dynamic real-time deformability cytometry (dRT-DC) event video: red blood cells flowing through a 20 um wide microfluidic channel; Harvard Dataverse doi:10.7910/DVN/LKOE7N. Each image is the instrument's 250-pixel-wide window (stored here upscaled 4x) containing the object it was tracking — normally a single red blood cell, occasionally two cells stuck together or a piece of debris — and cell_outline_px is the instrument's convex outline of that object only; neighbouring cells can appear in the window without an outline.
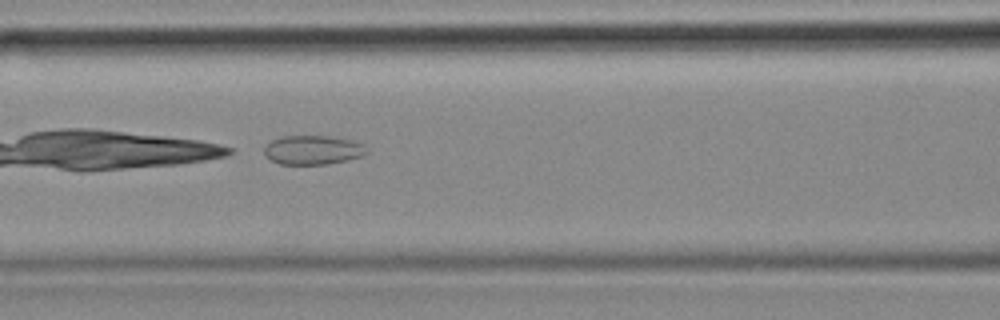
{"species": "common noctule bat (a hibernating species)", "species_latin": "Nyctalus noctula", "temperature_condition": "cold", "stored_images_in_passage": 33, "camera_frame_rate_fps": 3000, "um_per_image_px": 0.085, "animal": {"sex": "female", "body_mass_g": 18.4}, "frame": {"image": 1, "passage_image": 6, "time_ms": 1.667, "image_size_px": [1000, 320], "cell_outline_px": [[368, 152], [364, 156], [348, 160], [328, 164], [280, 164], [264, 156], [264, 148], [272, 140], [280, 136], [328, 136], [352, 140], [360, 144]], "centroid_in_image_um": [26.57, 12.75], "position_along_channel_um": 140.0, "area_um2": 17.34}}
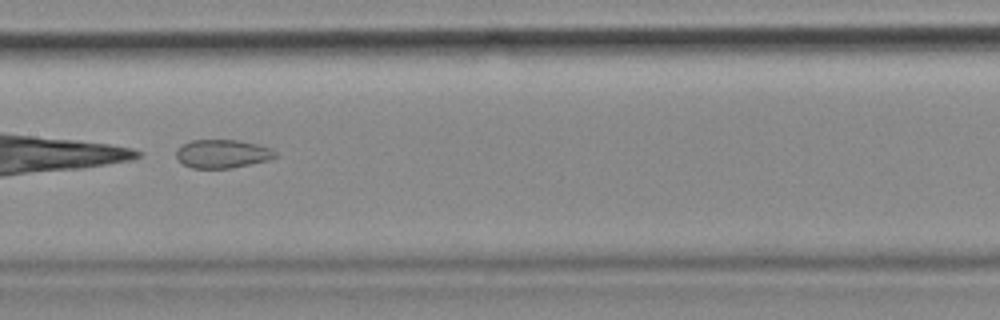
{"frame": {"image": 2, "passage_image": 10, "time_ms": 3.0, "image_size_px": [1000, 320], "cell_outline_px": [[276, 156], [268, 160], [232, 168], [192, 168], [184, 164], [176, 156], [176, 148], [192, 140], [240, 140], [272, 148], [276, 152]], "centroid_in_image_um": [18.91, 13.07], "position_along_channel_um": 188.5, "area_um2": 16.36}}